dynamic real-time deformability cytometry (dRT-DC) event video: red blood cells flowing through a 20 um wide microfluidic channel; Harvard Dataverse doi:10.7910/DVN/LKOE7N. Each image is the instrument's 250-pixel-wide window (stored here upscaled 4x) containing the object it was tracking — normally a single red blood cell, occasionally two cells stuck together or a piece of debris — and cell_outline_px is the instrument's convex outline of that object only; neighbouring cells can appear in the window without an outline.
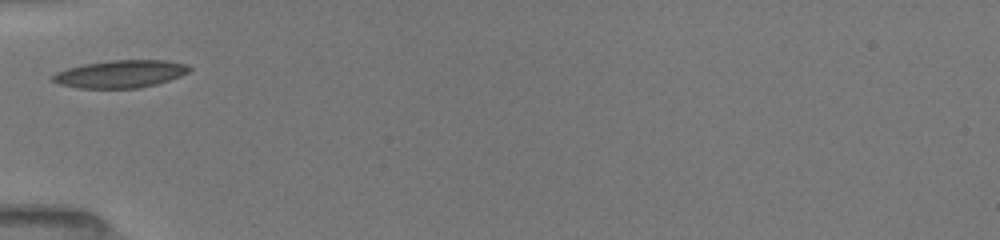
{"species": "common noctule bat (a hibernating species)", "species_latin": "Nyctalus noctula", "temperature_condition": "room temperature", "stored_images_in_passage": 17, "camera_frame_rate_fps": 3000, "um_per_image_px": 0.085, "animal": {"sex": "female", "body_mass_g": 19.5, "forearm_length_mm": 54.1}, "frame": {"image": 1, "passage_image": 1, "time_ms": 0.0, "image_size_px": [1000, 240], "cell_outline_px": [[192, 68], [188, 72], [180, 76], [156, 84], [140, 88], [76, 88], [60, 84], [52, 80], [52, 76], [56, 72], [68, 68], [84, 64], [112, 60], [164, 60], [188, 64]], "centroid_in_image_um": [10.25, 6.28], "position_along_channel_um": 74.7, "area_um2": 21.91}}
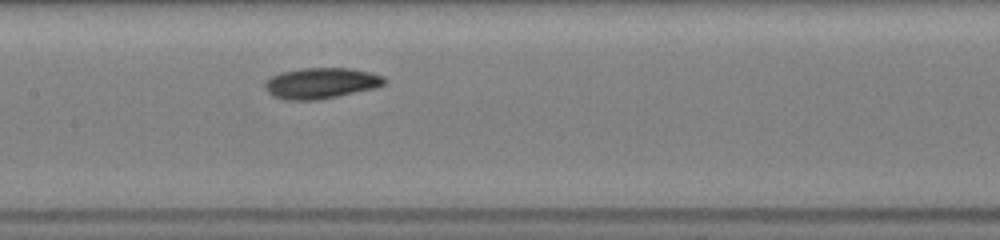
{"frame": {"image": 2, "passage_image": 8, "time_ms": 2.667, "image_size_px": [1000, 240], "cell_outline_px": [[388, 80], [384, 84], [376, 88], [340, 96], [320, 100], [284, 100], [272, 96], [264, 88], [264, 84], [272, 76], [280, 72], [300, 68], [352, 68], [384, 76]], "centroid_in_image_um": [27.3, 7.08], "position_along_channel_um": 180.1, "area_um2": 21.79}}
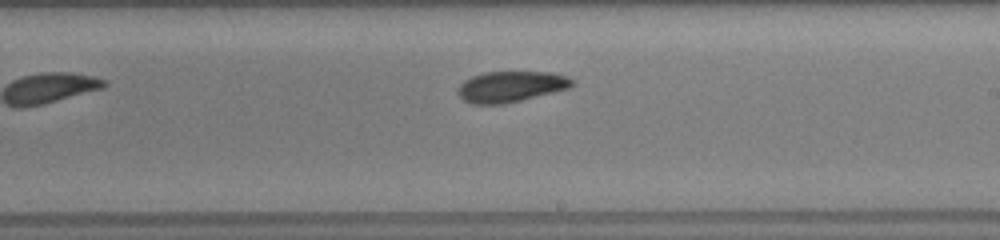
{"frame": {"image": 3, "passage_image": 12, "time_ms": 4.333, "image_size_px": [1000, 240], "cell_outline_px": [[576, 80], [568, 88], [504, 104], [472, 104], [464, 100], [456, 92], [456, 88], [464, 80], [472, 76], [488, 72], [548, 72], [568, 76]], "centroid_in_image_um": [43.38, 7.36], "position_along_channel_um": 245.6, "area_um2": 20.4}}